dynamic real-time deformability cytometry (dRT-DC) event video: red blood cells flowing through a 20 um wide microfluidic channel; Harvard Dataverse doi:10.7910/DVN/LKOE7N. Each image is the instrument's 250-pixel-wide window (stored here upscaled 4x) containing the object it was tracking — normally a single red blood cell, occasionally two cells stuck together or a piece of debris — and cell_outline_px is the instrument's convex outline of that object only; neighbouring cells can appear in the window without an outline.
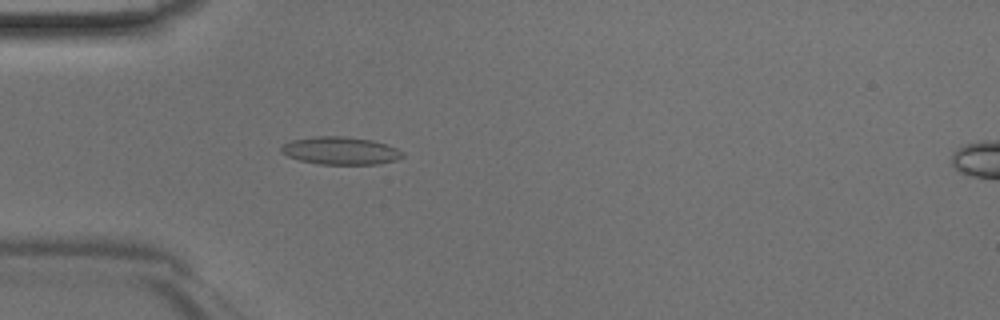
{"species": "Egyptian fruit bat (a non-hibernating species)", "species_latin": "Rousettus aegyptiacus", "temperature_condition": "room temperature", "stored_images_in_passage": 36, "camera_frame_rate_fps": 3000, "um_per_image_px": 0.085, "animal": {"sex": "male"}, "frame": {"image": 1, "passage_image": 9, "time_ms": 2.667, "image_size_px": [1000, 320], "cell_outline_px": [[404, 156], [396, 160], [376, 164], [320, 164], [300, 160], [288, 156], [280, 152], [280, 148], [284, 144], [292, 140], [316, 136], [344, 136], [372, 140], [396, 148], [404, 152]], "centroid_in_image_um": [28.94, 12.81], "position_along_channel_um": 56.1, "area_um2": 19.48}}
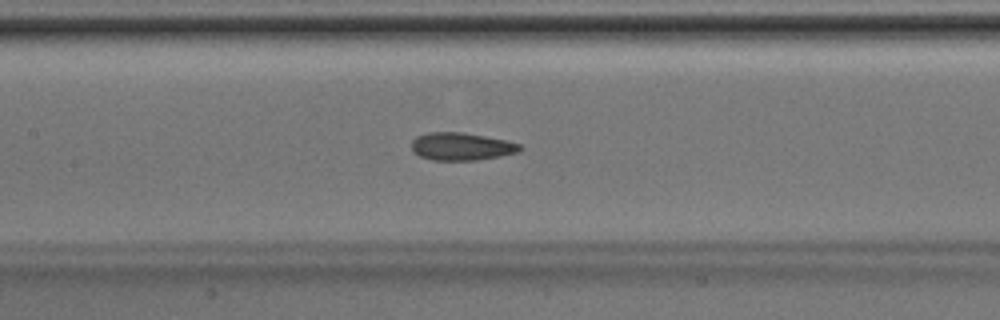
{"frame": {"image": 2, "passage_image": 17, "time_ms": 5.333, "image_size_px": [1000, 320], "cell_outline_px": [[524, 148], [520, 152], [500, 156], [476, 160], [432, 160], [420, 156], [412, 152], [412, 140], [416, 136], [428, 132], [464, 132], [508, 140], [520, 144]], "centroid_in_image_um": [39.24, 12.44], "position_along_channel_um": 168.2, "area_um2": 17.74}}
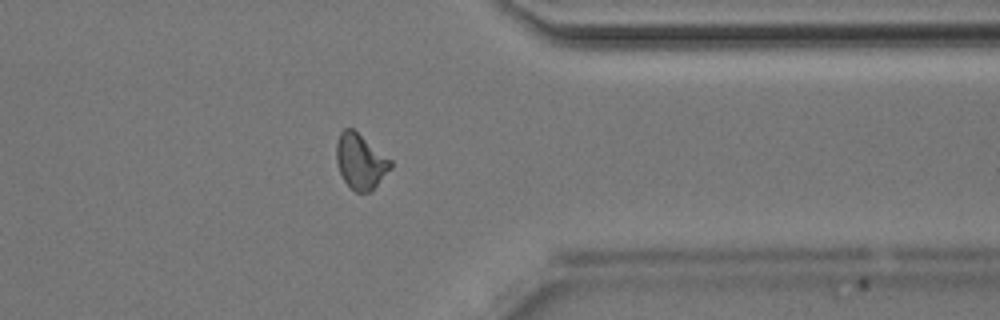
{"frame": {"image": 3, "passage_image": 32, "time_ms": 10.333, "image_size_px": [1000, 320], "cell_outline_px": [[392, 168], [372, 192], [356, 192], [344, 180], [340, 172], [336, 160], [336, 144], [340, 132], [344, 128], [352, 128], [392, 160]], "centroid_in_image_um": [30.66, 13.73], "position_along_channel_um": 380.7, "area_um2": 17.46}}